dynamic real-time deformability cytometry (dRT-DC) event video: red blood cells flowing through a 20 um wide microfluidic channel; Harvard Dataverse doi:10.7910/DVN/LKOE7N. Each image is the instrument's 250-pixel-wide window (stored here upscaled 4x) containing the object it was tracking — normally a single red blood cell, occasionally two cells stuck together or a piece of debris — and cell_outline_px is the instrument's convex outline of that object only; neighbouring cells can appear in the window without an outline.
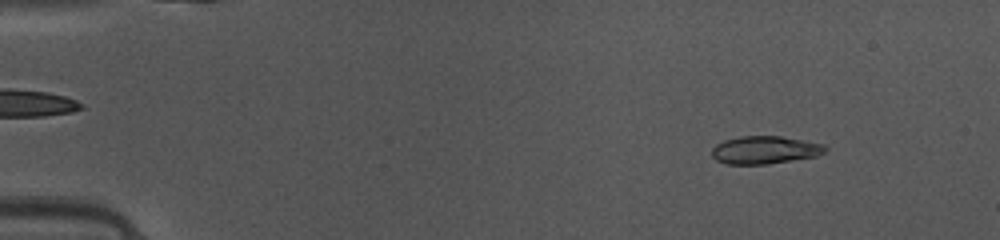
{"species": "common noctule bat (a hibernating species)", "species_latin": "Nyctalus noctula", "temperature_condition": "warm", "stored_images_in_passage": 44, "camera_frame_rate_fps": 3000, "um_per_image_px": 0.085, "animal": {"sex": "female", "body_mass_g": 10.0, "forearm_length_mm": 53.1}, "frame": {"image": 1, "passage_image": 2, "time_ms": 0.333, "image_size_px": [1000, 240], "cell_outline_px": [[828, 148], [824, 152], [816, 156], [768, 164], [728, 164], [716, 160], [712, 156], [712, 148], [716, 144], [724, 140], [740, 136], [780, 136], [824, 144]], "centroid_in_image_um": [65.0, 12.74], "position_along_channel_um": 20.0, "area_um2": 18.32}}
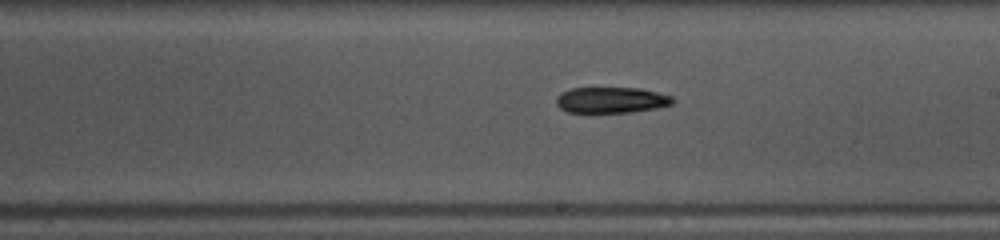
{"frame": {"image": 2, "passage_image": 24, "time_ms": 7.667, "image_size_px": [1000, 240], "cell_outline_px": [[676, 100], [672, 104], [656, 108], [632, 112], [568, 112], [560, 108], [556, 104], [556, 96], [560, 92], [572, 88], [640, 88], [672, 96]], "centroid_in_image_um": [51.95, 8.5], "position_along_channel_um": 237.1, "area_um2": 17.63}}
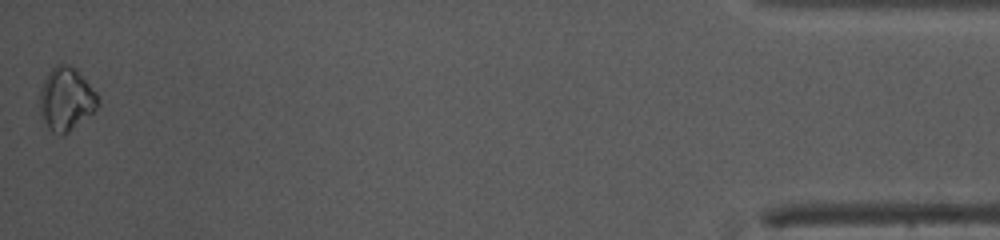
{"frame": {"image": 3, "passage_image": 44, "time_ms": 14.333, "image_size_px": [1000, 240], "cell_outline_px": [[100, 104], [92, 112], [68, 132], [60, 136], [52, 132], [48, 128], [40, 112], [40, 88], [44, 80], [52, 68], [56, 64], [64, 64], [76, 68], [80, 72], [96, 92]], "centroid_in_image_um": [5.62, 8.41], "position_along_channel_um": 429.6, "area_um2": 21.21}}